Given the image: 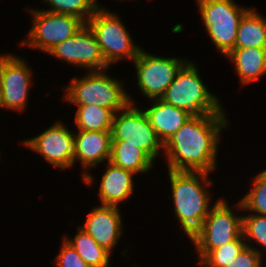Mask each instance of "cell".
Instances as JSON below:
<instances>
[{
  "label": "cell",
  "mask_w": 266,
  "mask_h": 267,
  "mask_svg": "<svg viewBox=\"0 0 266 267\" xmlns=\"http://www.w3.org/2000/svg\"><path fill=\"white\" fill-rule=\"evenodd\" d=\"M74 239L65 241L78 253L89 267H109L111 253L98 245L82 228H78Z\"/></svg>",
  "instance_id": "cell-21"
},
{
  "label": "cell",
  "mask_w": 266,
  "mask_h": 267,
  "mask_svg": "<svg viewBox=\"0 0 266 267\" xmlns=\"http://www.w3.org/2000/svg\"><path fill=\"white\" fill-rule=\"evenodd\" d=\"M2 107V88L0 85V108Z\"/></svg>",
  "instance_id": "cell-29"
},
{
  "label": "cell",
  "mask_w": 266,
  "mask_h": 267,
  "mask_svg": "<svg viewBox=\"0 0 266 267\" xmlns=\"http://www.w3.org/2000/svg\"><path fill=\"white\" fill-rule=\"evenodd\" d=\"M202 226L190 237L201 261L210 251L243 235V215L236 216L228 203L219 199L211 206Z\"/></svg>",
  "instance_id": "cell-5"
},
{
  "label": "cell",
  "mask_w": 266,
  "mask_h": 267,
  "mask_svg": "<svg viewBox=\"0 0 266 267\" xmlns=\"http://www.w3.org/2000/svg\"><path fill=\"white\" fill-rule=\"evenodd\" d=\"M208 174L201 171L169 170L174 210L189 238L202 226L211 209L209 191L202 185L212 184Z\"/></svg>",
  "instance_id": "cell-2"
},
{
  "label": "cell",
  "mask_w": 266,
  "mask_h": 267,
  "mask_svg": "<svg viewBox=\"0 0 266 267\" xmlns=\"http://www.w3.org/2000/svg\"><path fill=\"white\" fill-rule=\"evenodd\" d=\"M48 53L76 67H86L90 71H105L109 66L105 62L93 31L87 24L71 38L57 44Z\"/></svg>",
  "instance_id": "cell-11"
},
{
  "label": "cell",
  "mask_w": 266,
  "mask_h": 267,
  "mask_svg": "<svg viewBox=\"0 0 266 267\" xmlns=\"http://www.w3.org/2000/svg\"><path fill=\"white\" fill-rule=\"evenodd\" d=\"M29 147L54 167L65 169L74 164V133L63 123L55 122L46 131L31 139L24 140Z\"/></svg>",
  "instance_id": "cell-13"
},
{
  "label": "cell",
  "mask_w": 266,
  "mask_h": 267,
  "mask_svg": "<svg viewBox=\"0 0 266 267\" xmlns=\"http://www.w3.org/2000/svg\"><path fill=\"white\" fill-rule=\"evenodd\" d=\"M107 169L100 182L99 196L104 206H116L133 192V172L107 163Z\"/></svg>",
  "instance_id": "cell-17"
},
{
  "label": "cell",
  "mask_w": 266,
  "mask_h": 267,
  "mask_svg": "<svg viewBox=\"0 0 266 267\" xmlns=\"http://www.w3.org/2000/svg\"><path fill=\"white\" fill-rule=\"evenodd\" d=\"M249 193L237 203L238 209L250 210L266 216V169L252 181Z\"/></svg>",
  "instance_id": "cell-24"
},
{
  "label": "cell",
  "mask_w": 266,
  "mask_h": 267,
  "mask_svg": "<svg viewBox=\"0 0 266 267\" xmlns=\"http://www.w3.org/2000/svg\"><path fill=\"white\" fill-rule=\"evenodd\" d=\"M52 8L45 11L68 14L82 19L85 23L94 15L99 8L95 0H44Z\"/></svg>",
  "instance_id": "cell-23"
},
{
  "label": "cell",
  "mask_w": 266,
  "mask_h": 267,
  "mask_svg": "<svg viewBox=\"0 0 266 267\" xmlns=\"http://www.w3.org/2000/svg\"><path fill=\"white\" fill-rule=\"evenodd\" d=\"M243 239V240H242ZM243 235L227 243L224 246H220L212 251H210L199 264L205 267H225L227 263L237 257L248 243L244 241Z\"/></svg>",
  "instance_id": "cell-25"
},
{
  "label": "cell",
  "mask_w": 266,
  "mask_h": 267,
  "mask_svg": "<svg viewBox=\"0 0 266 267\" xmlns=\"http://www.w3.org/2000/svg\"><path fill=\"white\" fill-rule=\"evenodd\" d=\"M249 47L266 48V18L250 8L239 23L234 49Z\"/></svg>",
  "instance_id": "cell-20"
},
{
  "label": "cell",
  "mask_w": 266,
  "mask_h": 267,
  "mask_svg": "<svg viewBox=\"0 0 266 267\" xmlns=\"http://www.w3.org/2000/svg\"><path fill=\"white\" fill-rule=\"evenodd\" d=\"M86 24L93 31L108 65L122 58L136 59L141 48L133 44L132 37L116 14L99 7Z\"/></svg>",
  "instance_id": "cell-7"
},
{
  "label": "cell",
  "mask_w": 266,
  "mask_h": 267,
  "mask_svg": "<svg viewBox=\"0 0 266 267\" xmlns=\"http://www.w3.org/2000/svg\"><path fill=\"white\" fill-rule=\"evenodd\" d=\"M153 159L137 145L125 144V141H112L109 162L113 165L137 173H146L151 169Z\"/></svg>",
  "instance_id": "cell-19"
},
{
  "label": "cell",
  "mask_w": 266,
  "mask_h": 267,
  "mask_svg": "<svg viewBox=\"0 0 266 267\" xmlns=\"http://www.w3.org/2000/svg\"><path fill=\"white\" fill-rule=\"evenodd\" d=\"M30 12H32L34 23L28 33V40L20 44L45 53L71 38L86 24L82 19L73 15L52 13L44 9L39 11L30 9Z\"/></svg>",
  "instance_id": "cell-8"
},
{
  "label": "cell",
  "mask_w": 266,
  "mask_h": 267,
  "mask_svg": "<svg viewBox=\"0 0 266 267\" xmlns=\"http://www.w3.org/2000/svg\"><path fill=\"white\" fill-rule=\"evenodd\" d=\"M226 57L235 63L242 85L257 81L266 73V48L233 49Z\"/></svg>",
  "instance_id": "cell-18"
},
{
  "label": "cell",
  "mask_w": 266,
  "mask_h": 267,
  "mask_svg": "<svg viewBox=\"0 0 266 267\" xmlns=\"http://www.w3.org/2000/svg\"><path fill=\"white\" fill-rule=\"evenodd\" d=\"M65 100L75 105H97L121 113L131 98L121 82L103 71H90L85 77L73 78L65 88Z\"/></svg>",
  "instance_id": "cell-4"
},
{
  "label": "cell",
  "mask_w": 266,
  "mask_h": 267,
  "mask_svg": "<svg viewBox=\"0 0 266 267\" xmlns=\"http://www.w3.org/2000/svg\"><path fill=\"white\" fill-rule=\"evenodd\" d=\"M74 135V162L79 160L85 168L100 162H109L111 155V131H77Z\"/></svg>",
  "instance_id": "cell-15"
},
{
  "label": "cell",
  "mask_w": 266,
  "mask_h": 267,
  "mask_svg": "<svg viewBox=\"0 0 266 267\" xmlns=\"http://www.w3.org/2000/svg\"><path fill=\"white\" fill-rule=\"evenodd\" d=\"M140 91L149 99H160L186 60L153 56L140 50L133 61Z\"/></svg>",
  "instance_id": "cell-10"
},
{
  "label": "cell",
  "mask_w": 266,
  "mask_h": 267,
  "mask_svg": "<svg viewBox=\"0 0 266 267\" xmlns=\"http://www.w3.org/2000/svg\"><path fill=\"white\" fill-rule=\"evenodd\" d=\"M32 71L24 59L10 54L0 56L2 108L23 111L27 105Z\"/></svg>",
  "instance_id": "cell-12"
},
{
  "label": "cell",
  "mask_w": 266,
  "mask_h": 267,
  "mask_svg": "<svg viewBox=\"0 0 266 267\" xmlns=\"http://www.w3.org/2000/svg\"><path fill=\"white\" fill-rule=\"evenodd\" d=\"M225 114L195 115L164 144L168 169L201 171L216 169L220 131L227 127Z\"/></svg>",
  "instance_id": "cell-1"
},
{
  "label": "cell",
  "mask_w": 266,
  "mask_h": 267,
  "mask_svg": "<svg viewBox=\"0 0 266 267\" xmlns=\"http://www.w3.org/2000/svg\"><path fill=\"white\" fill-rule=\"evenodd\" d=\"M197 3L208 35L227 56L235 48L239 23L249 9L239 7L234 0H197Z\"/></svg>",
  "instance_id": "cell-6"
},
{
  "label": "cell",
  "mask_w": 266,
  "mask_h": 267,
  "mask_svg": "<svg viewBox=\"0 0 266 267\" xmlns=\"http://www.w3.org/2000/svg\"><path fill=\"white\" fill-rule=\"evenodd\" d=\"M56 259L57 267H89L65 239Z\"/></svg>",
  "instance_id": "cell-28"
},
{
  "label": "cell",
  "mask_w": 266,
  "mask_h": 267,
  "mask_svg": "<svg viewBox=\"0 0 266 267\" xmlns=\"http://www.w3.org/2000/svg\"><path fill=\"white\" fill-rule=\"evenodd\" d=\"M225 267H262L261 252L247 244L243 251Z\"/></svg>",
  "instance_id": "cell-27"
},
{
  "label": "cell",
  "mask_w": 266,
  "mask_h": 267,
  "mask_svg": "<svg viewBox=\"0 0 266 267\" xmlns=\"http://www.w3.org/2000/svg\"><path fill=\"white\" fill-rule=\"evenodd\" d=\"M75 123L80 131H111L115 112L97 105H78Z\"/></svg>",
  "instance_id": "cell-22"
},
{
  "label": "cell",
  "mask_w": 266,
  "mask_h": 267,
  "mask_svg": "<svg viewBox=\"0 0 266 267\" xmlns=\"http://www.w3.org/2000/svg\"><path fill=\"white\" fill-rule=\"evenodd\" d=\"M243 237L266 247V216L258 214L243 216Z\"/></svg>",
  "instance_id": "cell-26"
},
{
  "label": "cell",
  "mask_w": 266,
  "mask_h": 267,
  "mask_svg": "<svg viewBox=\"0 0 266 267\" xmlns=\"http://www.w3.org/2000/svg\"><path fill=\"white\" fill-rule=\"evenodd\" d=\"M119 207L100 205L87 215L85 224L79 226L93 240L110 253L122 234V221Z\"/></svg>",
  "instance_id": "cell-14"
},
{
  "label": "cell",
  "mask_w": 266,
  "mask_h": 267,
  "mask_svg": "<svg viewBox=\"0 0 266 267\" xmlns=\"http://www.w3.org/2000/svg\"><path fill=\"white\" fill-rule=\"evenodd\" d=\"M160 99L192 116L225 114L217 96L203 84L193 62L187 61L182 66Z\"/></svg>",
  "instance_id": "cell-3"
},
{
  "label": "cell",
  "mask_w": 266,
  "mask_h": 267,
  "mask_svg": "<svg viewBox=\"0 0 266 267\" xmlns=\"http://www.w3.org/2000/svg\"><path fill=\"white\" fill-rule=\"evenodd\" d=\"M133 100L121 111L115 113L111 137L112 141H125V144L137 145L153 160L159 155L164 144L150 125L146 113L133 106Z\"/></svg>",
  "instance_id": "cell-9"
},
{
  "label": "cell",
  "mask_w": 266,
  "mask_h": 267,
  "mask_svg": "<svg viewBox=\"0 0 266 267\" xmlns=\"http://www.w3.org/2000/svg\"><path fill=\"white\" fill-rule=\"evenodd\" d=\"M153 102L152 107L144 112L159 139L165 144L192 115L161 99H153Z\"/></svg>",
  "instance_id": "cell-16"
}]
</instances>
